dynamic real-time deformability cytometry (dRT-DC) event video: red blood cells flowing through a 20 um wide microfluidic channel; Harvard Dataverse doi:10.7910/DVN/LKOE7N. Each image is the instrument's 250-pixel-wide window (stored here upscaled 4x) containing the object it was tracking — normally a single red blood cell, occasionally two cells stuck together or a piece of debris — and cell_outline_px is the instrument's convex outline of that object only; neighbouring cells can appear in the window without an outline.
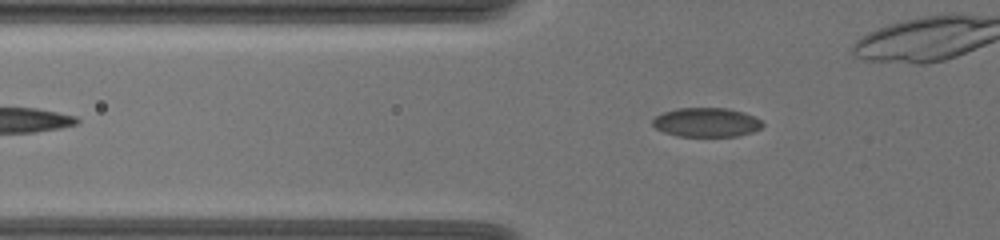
{"species": "common noctule bat (a hibernating species)", "species_latin": "Nyctalus noctula", "temperature_condition": "warm", "stored_images_in_passage": 53, "camera_frame_rate_fps": 3000, "um_per_image_px": 0.085, "animal": {"sex": "female", "body_mass_g": 19.5, "forearm_length_mm": 54.1}, "frame": {"image": 1, "passage_image": 14, "time_ms": 4.333, "image_size_px": [1000, 240], "cell_outline_px": [[764, 124], [760, 128], [752, 132], [736, 136], [676, 136], [664, 132], [656, 128], [652, 124], [652, 120], [656, 116], [664, 112], [676, 108], [728, 108], [744, 112], [760, 120]], "centroid_in_image_um": [60.03, 10.39], "position_along_channel_um": 65.8, "area_um2": 18.61}}
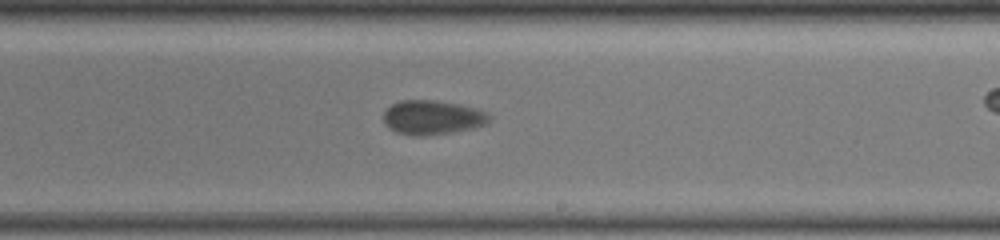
{"frame": {"image": 2, "passage_image": 31, "time_ms": 10.0, "image_size_px": [1000, 240], "cell_outline_px": [[492, 116], [484, 124], [472, 128], [452, 132], [424, 136], [412, 136], [396, 132], [384, 124], [384, 112], [392, 104], [400, 100], [436, 100], [460, 104], [484, 112]], "centroid_in_image_um": [36.7, 9.98], "position_along_channel_um": 252.3, "area_um2": 20.98}}
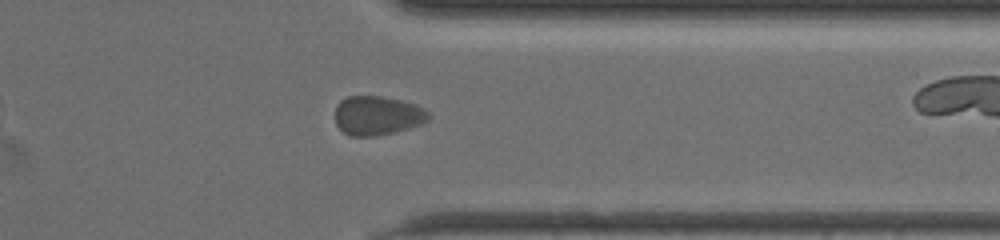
{"frame": {"image": 3, "passage_image": 42, "time_ms": 13.667, "image_size_px": [1000, 240], "cell_outline_px": [[432, 116], [428, 120], [420, 124], [396, 132], [372, 136], [348, 136], [336, 124], [336, 108], [340, 100], [348, 96], [380, 96], [400, 100], [416, 104], [428, 112]], "centroid_in_image_um": [32.08, 9.82], "position_along_channel_um": 379.3, "area_um2": 21.27}, "authors_computed_cell_mechanics": {"area_um2": 20.519, "velocity_mm_per_s": 3.4611, "shape_relaxation_time_tau1_ms": 1.5253, "shape_relaxation_time_tau2_ms": null, "deformation_change_tau1": 0.0409, "deformation_change_tau2": null}}